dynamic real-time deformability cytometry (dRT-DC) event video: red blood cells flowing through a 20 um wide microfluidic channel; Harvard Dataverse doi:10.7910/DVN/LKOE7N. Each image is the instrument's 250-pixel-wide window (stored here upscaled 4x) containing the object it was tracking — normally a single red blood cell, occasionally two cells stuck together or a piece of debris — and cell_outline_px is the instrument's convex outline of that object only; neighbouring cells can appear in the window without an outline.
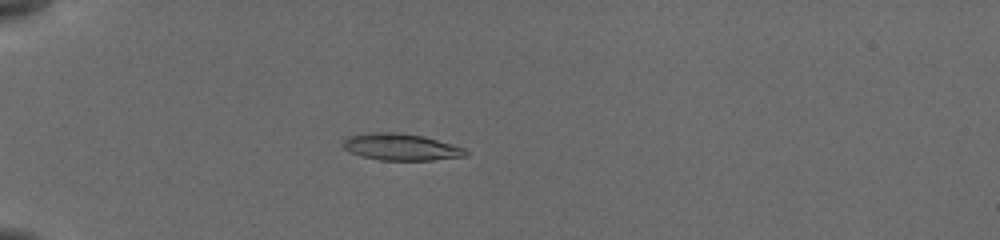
{"species": "common noctule bat (a hibernating species)", "species_latin": "Nyctalus noctula", "temperature_condition": "cold", "stored_images_in_passage": 19, "camera_frame_rate_fps": 3000, "um_per_image_px": 0.085, "animal": {"sex": "female", "body_mass_g": 19.5, "forearm_length_mm": 54.1}, "frame": {"image": 1, "passage_image": 11, "time_ms": 5.667, "image_size_px": [1000, 240], "cell_outline_px": [[468, 156], [432, 160], [380, 160], [364, 156], [352, 152], [344, 148], [340, 144], [348, 136], [372, 132], [400, 132], [424, 136], [452, 144], [464, 148], [468, 152]], "centroid_in_image_um": [34.1, 12.48], "position_along_channel_um": 50.9, "area_um2": 19.13}}
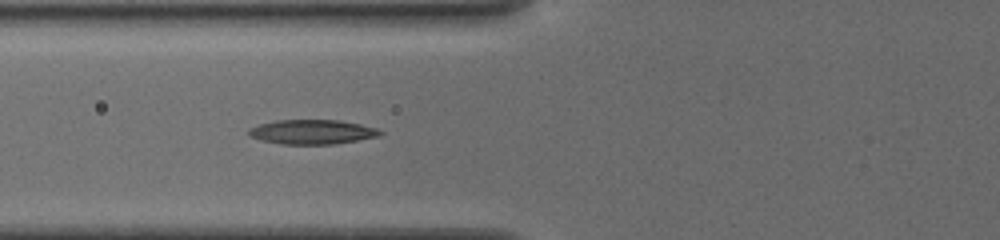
{"frame": {"image": 2, "passage_image": 16, "time_ms": 7.667, "image_size_px": [1000, 240], "cell_outline_px": [[384, 132], [380, 136], [336, 144], [280, 144], [260, 140], [248, 136], [244, 132], [248, 128], [260, 124], [276, 120], [340, 120], [360, 124], [376, 128]], "centroid_in_image_um": [26.49, 11.21], "position_along_channel_um": 99.3, "area_um2": 19.02}}
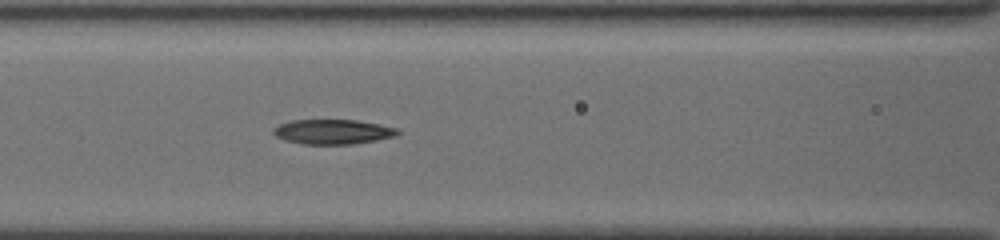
{"frame": {"image": 3, "passage_image": 19, "time_ms": 8.667, "image_size_px": [1000, 240], "cell_outline_px": [[400, 132], [396, 136], [376, 140], [352, 144], [304, 144], [284, 140], [276, 136], [272, 132], [272, 128], [280, 124], [292, 120], [356, 120], [380, 124], [400, 128]], "centroid_in_image_um": [28.31, 11.2], "position_along_channel_um": 138.3, "area_um2": 18.03}}